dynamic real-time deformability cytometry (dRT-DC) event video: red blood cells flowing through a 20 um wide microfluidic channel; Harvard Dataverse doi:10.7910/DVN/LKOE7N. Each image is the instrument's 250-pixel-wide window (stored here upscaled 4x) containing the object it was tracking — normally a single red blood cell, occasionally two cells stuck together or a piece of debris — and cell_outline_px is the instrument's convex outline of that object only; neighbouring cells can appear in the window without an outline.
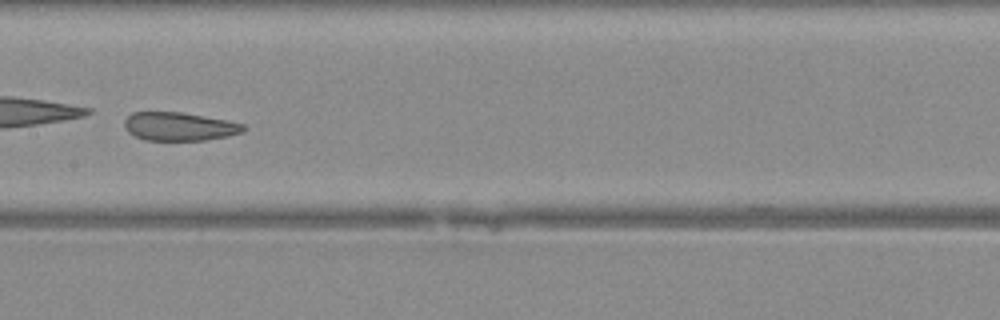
{"species": "Egyptian fruit bat (a non-hibernating species)", "species_latin": "Rousettus aegyptiacus", "temperature_condition": "warm", "stored_images_in_passage": 31, "camera_frame_rate_fps": 3000, "um_per_image_px": 0.085, "animal": {"sex": "female"}, "frame": {"image": 1, "passage_image": 14, "time_ms": 4.333, "image_size_px": [1000, 320], "cell_outline_px": [[244, 128], [240, 132], [228, 136], [204, 140], [144, 140], [128, 132], [124, 128], [124, 120], [132, 112], [180, 112], [224, 120], [244, 124]], "centroid_in_image_um": [15.17, 10.75], "position_along_channel_um": 192.2, "area_um2": 19.42}}
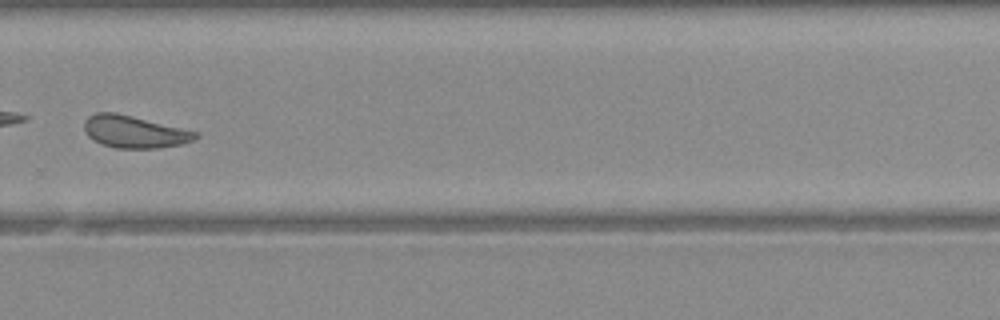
{"frame": {"image": 2, "passage_image": 22, "time_ms": 7.0, "image_size_px": [1000, 320], "cell_outline_px": [[200, 136], [192, 140], [180, 144], [156, 148], [116, 148], [100, 144], [92, 140], [88, 136], [84, 128], [84, 120], [88, 116], [96, 112], [116, 112], [200, 132]], "centroid_in_image_um": [11.4, 11.19], "position_along_channel_um": 318.4, "area_um2": 21.04}}